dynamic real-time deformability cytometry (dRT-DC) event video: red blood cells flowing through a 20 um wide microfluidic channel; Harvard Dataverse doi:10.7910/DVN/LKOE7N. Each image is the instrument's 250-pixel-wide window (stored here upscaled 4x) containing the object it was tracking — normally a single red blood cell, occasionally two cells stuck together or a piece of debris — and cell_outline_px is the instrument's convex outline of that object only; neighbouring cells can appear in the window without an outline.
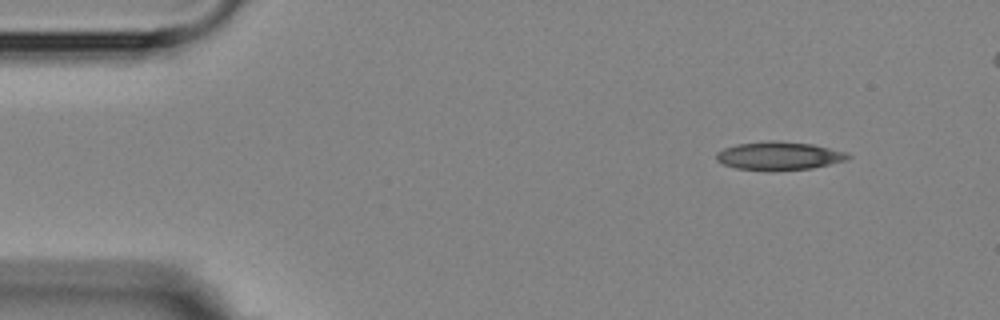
{"species": "Egyptian fruit bat (a non-hibernating species)", "species_latin": "Rousettus aegyptiacus", "temperature_condition": "room temperature", "stored_images_in_passage": 5, "camera_frame_rate_fps": 3000, "um_per_image_px": 0.085, "animal": {"sex": "female"}, "frame": {"image": 1, "passage_image": 1, "time_ms": 0.0, "image_size_px": [1000, 320], "cell_outline_px": [[852, 156], [848, 160], [812, 168], [736, 168], [724, 164], [716, 160], [716, 152], [724, 148], [736, 144], [772, 140], [812, 144], [848, 152]], "centroid_in_image_um": [66.26, 13.2], "position_along_channel_um": 18.7, "area_um2": 20.98}}